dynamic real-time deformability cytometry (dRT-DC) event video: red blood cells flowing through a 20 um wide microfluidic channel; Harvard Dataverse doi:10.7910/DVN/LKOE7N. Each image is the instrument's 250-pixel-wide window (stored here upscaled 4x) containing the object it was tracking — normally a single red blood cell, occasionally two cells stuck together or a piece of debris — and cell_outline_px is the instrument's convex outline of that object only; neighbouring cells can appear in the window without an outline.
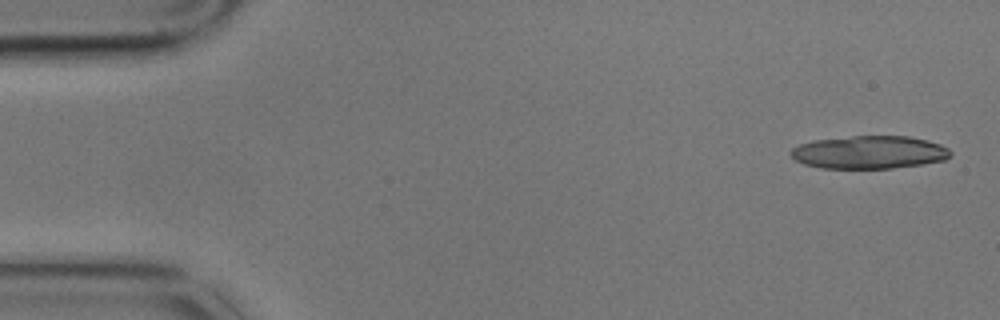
{"species": "common noctule bat (a hibernating species)", "species_latin": "Nyctalus noctula", "temperature_condition": "cold", "stored_images_in_passage": 5, "camera_frame_rate_fps": 3000, "um_per_image_px": 0.085, "animal": {"sex": "male", "body_mass_g": 17.9}, "frame": {"image": 1, "passage_image": 1, "time_ms": 0.0, "image_size_px": [1000, 320], "cell_outline_px": [[952, 152], [944, 160], [920, 164], [892, 168], [824, 168], [804, 164], [796, 160], [792, 156], [792, 148], [800, 144], [812, 140], [852, 136], [908, 136], [928, 140], [940, 144], [948, 148]], "centroid_in_image_um": [73.89, 12.93], "position_along_channel_um": 11.1, "area_um2": 30.46}}